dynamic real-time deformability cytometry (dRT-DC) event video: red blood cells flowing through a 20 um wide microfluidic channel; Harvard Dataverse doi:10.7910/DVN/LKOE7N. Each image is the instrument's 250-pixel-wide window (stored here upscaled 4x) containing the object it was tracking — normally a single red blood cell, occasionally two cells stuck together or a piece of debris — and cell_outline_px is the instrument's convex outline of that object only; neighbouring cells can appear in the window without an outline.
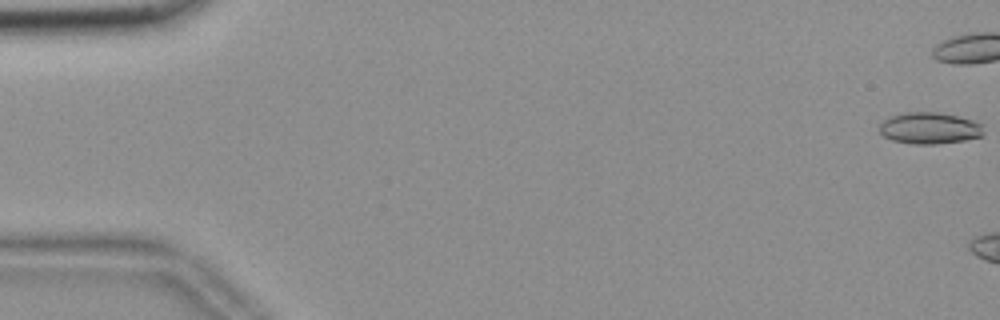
{"species": "common noctule bat (a hibernating species)", "species_latin": "Nyctalus noctula", "temperature_condition": "room temperature", "stored_images_in_passage": 17, "camera_frame_rate_fps": 3000, "um_per_image_px": 0.085, "animal": {"sex": "female", "body_mass_g": 18.4}, "frame": {"image": 1, "passage_image": 1, "time_ms": 0.0, "image_size_px": [1000, 320], "cell_outline_px": [[984, 136], [964, 140], [936, 144], [912, 144], [892, 140], [884, 136], [880, 132], [880, 124], [884, 120], [892, 116], [908, 112], [936, 112], [956, 116], [972, 120], [984, 124]], "centroid_in_image_um": [79.05, 10.9], "position_along_channel_um": 5.9, "area_um2": 19.13}}